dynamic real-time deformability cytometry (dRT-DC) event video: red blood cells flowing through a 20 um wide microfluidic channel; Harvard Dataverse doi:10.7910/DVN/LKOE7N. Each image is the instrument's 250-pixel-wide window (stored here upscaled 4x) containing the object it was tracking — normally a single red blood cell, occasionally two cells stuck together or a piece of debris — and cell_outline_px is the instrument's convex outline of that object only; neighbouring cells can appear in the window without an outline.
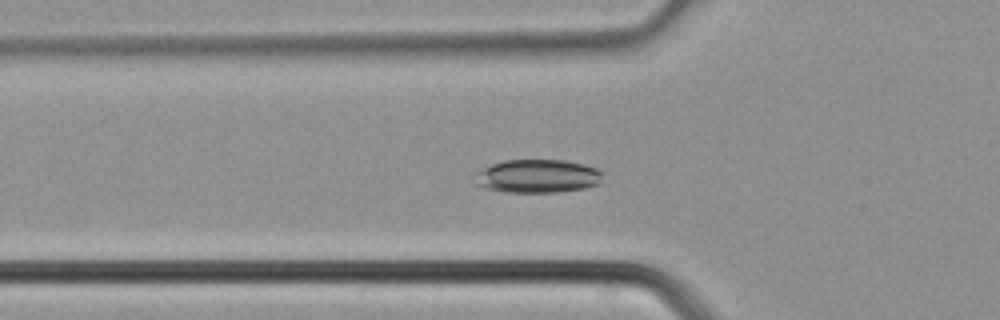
{"species": "common noctule bat (a hibernating species)", "species_latin": "Nyctalus noctula", "temperature_condition": "cold", "stored_images_in_passage": 31, "camera_frame_rate_fps": 3000, "um_per_image_px": 0.085, "animal": {"sex": "male", "body_mass_g": 21.5, "forearm_length_mm": 52.0}, "frame": {"image": 1, "passage_image": 5, "time_ms": 1.333, "image_size_px": [1000, 320], "cell_outline_px": [[604, 172], [600, 184], [584, 188], [556, 192], [504, 192], [488, 188], [476, 184], [472, 172], [492, 164], [504, 160], [564, 160], [584, 164], [596, 168]], "centroid_in_image_um": [45.68, 14.96], "position_along_channel_um": 80.1, "area_um2": 25.14}}
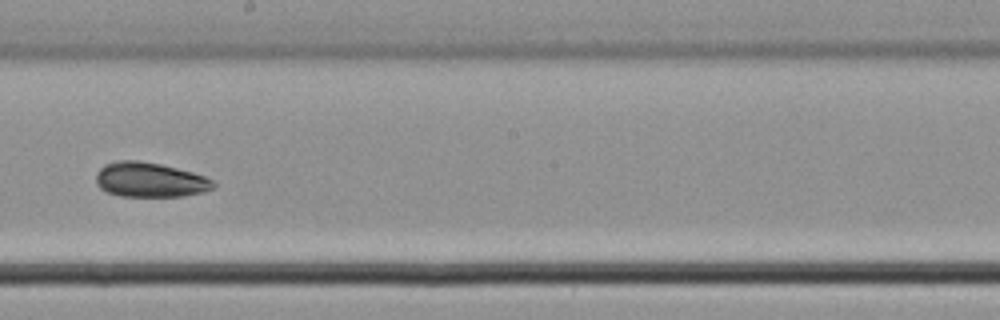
{"frame": {"image": 2, "passage_image": 14, "time_ms": 4.333, "image_size_px": [1000, 320], "cell_outline_px": [[216, 188], [204, 192], [184, 196], [120, 196], [104, 192], [96, 184], [96, 172], [104, 164], [116, 160], [140, 160], [160, 164], [192, 172], [204, 176], [212, 180], [216, 184]], "centroid_in_image_um": [12.72, 15.28], "position_along_channel_um": 235.5, "area_um2": 24.04}}
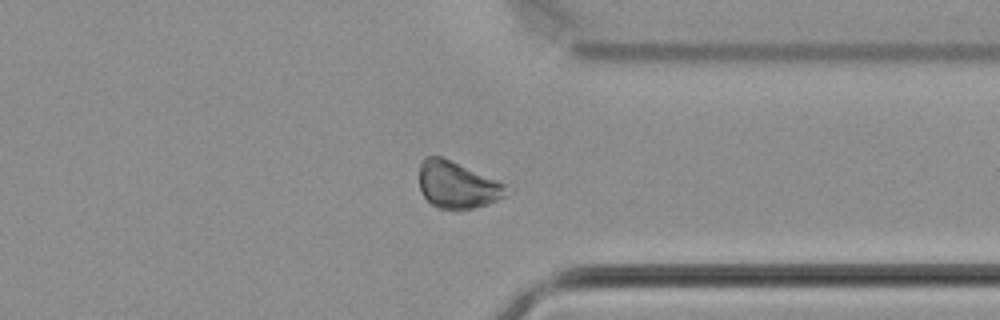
{"frame": {"image": 3, "passage_image": 22, "time_ms": 7.0, "image_size_px": [1000, 320], "cell_outline_px": [[504, 196], [488, 204], [472, 208], [440, 208], [432, 204], [420, 192], [420, 164], [428, 156], [440, 156], [496, 180], [504, 184]], "centroid_in_image_um": [38.81, 15.72], "position_along_channel_um": 372.6, "area_um2": 22.83}}